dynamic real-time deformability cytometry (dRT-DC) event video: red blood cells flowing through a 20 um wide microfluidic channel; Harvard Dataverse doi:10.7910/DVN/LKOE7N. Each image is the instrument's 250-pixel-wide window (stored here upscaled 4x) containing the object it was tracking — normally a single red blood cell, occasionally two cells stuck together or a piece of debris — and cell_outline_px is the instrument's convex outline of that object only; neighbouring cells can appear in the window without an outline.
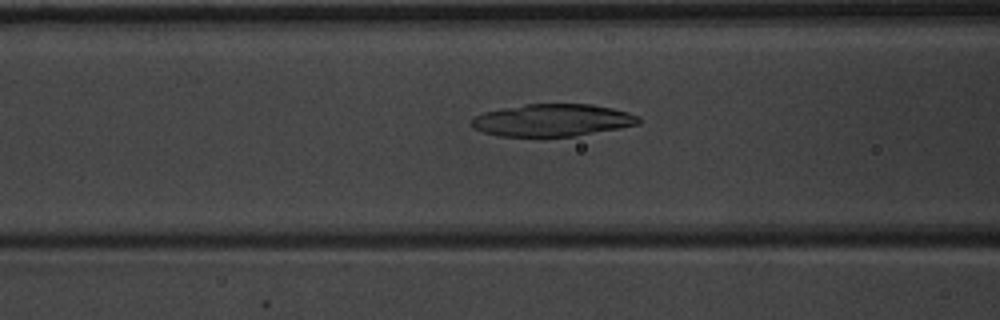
{"species": "common noctule bat (a hibernating species)", "species_latin": "Nyctalus noctula", "temperature_condition": "warm", "stored_images_in_passage": 45, "camera_frame_rate_fps": 3000, "um_per_image_px": 0.085, "animal": {"sex": "male", "body_mass_g": 20.1, "forearm_length_mm": 53.5}, "frame": {"image": 1, "passage_image": 21, "time_ms": 6.667, "image_size_px": [1000, 320], "cell_outline_px": [[640, 124], [620, 128], [576, 136], [500, 136], [484, 132], [476, 128], [472, 124], [472, 116], [484, 112], [524, 104], [592, 104], [612, 108], [628, 112], [640, 116]], "centroid_in_image_um": [47.0, 10.21], "position_along_channel_um": 119.6, "area_um2": 31.39}}
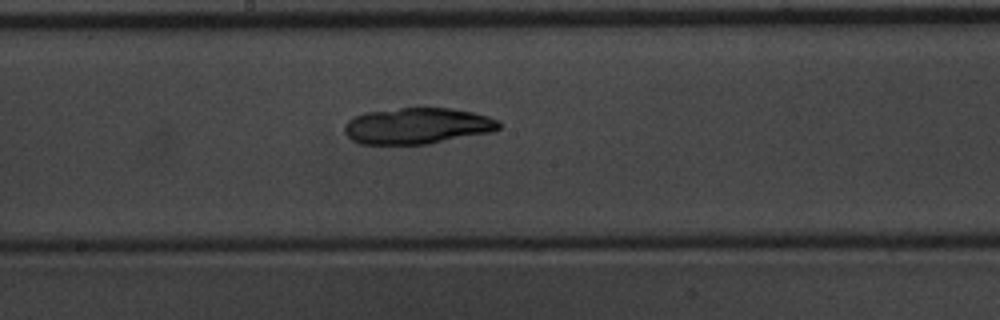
{"frame": {"image": 2, "passage_image": 28, "time_ms": 9.0, "image_size_px": [1000, 320], "cell_outline_px": [[500, 128], [492, 132], [428, 144], [360, 144], [352, 140], [344, 132], [344, 124], [348, 120], [364, 112], [400, 108], [452, 108], [472, 112], [488, 116], [500, 120]], "centroid_in_image_um": [35.48, 10.7], "position_along_channel_um": 212.7, "area_um2": 32.71}}
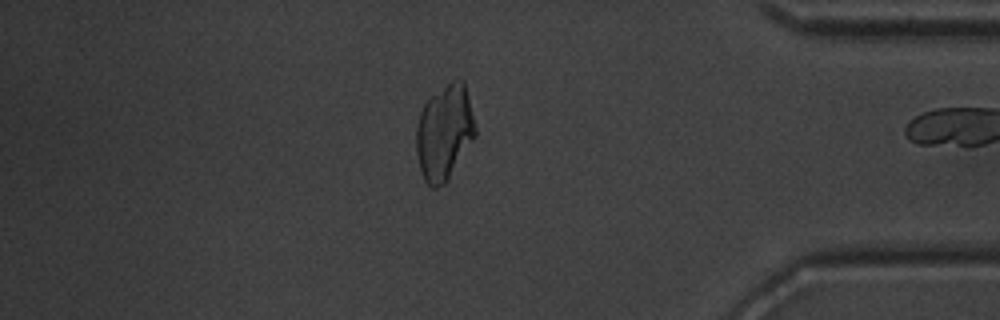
{"frame": {"image": 3, "passage_image": 44, "time_ms": 14.333, "image_size_px": [1000, 320], "cell_outline_px": [[476, 136], [448, 180], [444, 184], [436, 188], [432, 188], [424, 180], [420, 168], [416, 152], [416, 124], [420, 112], [424, 104], [432, 96], [452, 80], [464, 80], [476, 128]], "centroid_in_image_um": [37.77, 11.28], "position_along_channel_um": 397.4, "area_um2": 32.71}}